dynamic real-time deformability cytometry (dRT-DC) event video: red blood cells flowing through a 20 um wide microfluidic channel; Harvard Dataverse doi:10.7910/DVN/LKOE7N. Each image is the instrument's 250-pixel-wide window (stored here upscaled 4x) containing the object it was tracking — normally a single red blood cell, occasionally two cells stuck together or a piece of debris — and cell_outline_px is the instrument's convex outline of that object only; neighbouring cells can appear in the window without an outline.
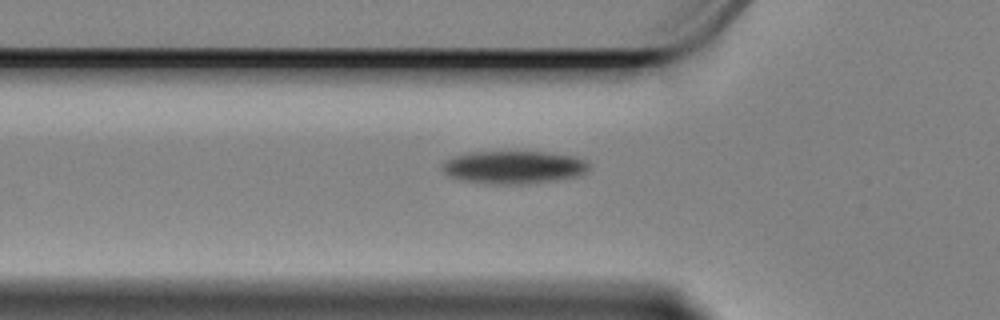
{"species": "Egyptian fruit bat (a non-hibernating species)", "species_latin": "Rousettus aegyptiacus", "temperature_condition": "cold", "stored_images_in_passage": 41, "segment_of_instrument_passage": [1, 2], "camera_frame_rate_fps": 3000, "um_per_image_px": 0.085, "animal": {"sex": "female"}, "frame": {"image": 1, "passage_image": 5, "time_ms": 1.333, "image_size_px": [1000, 320], "cell_outline_px": [[588, 168], [580, 176], [528, 184], [508, 184], [460, 180], [448, 176], [440, 168], [444, 160], [452, 156], [468, 152], [544, 152], [572, 156], [588, 160]], "centroid_in_image_um": [43.63, 14.21], "position_along_channel_um": 82.2, "area_um2": 28.09}}
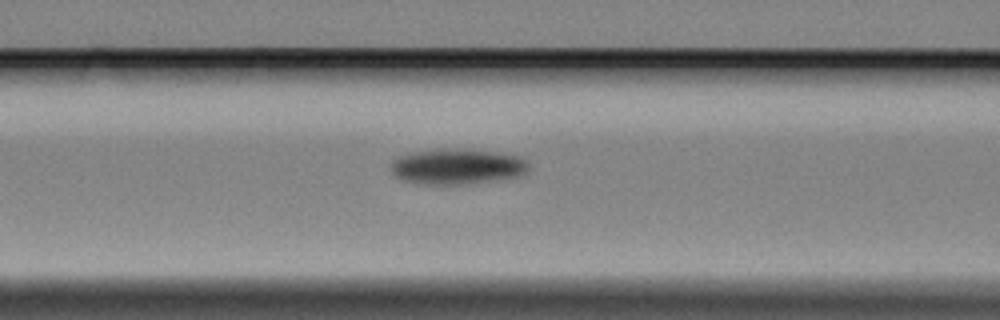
{"frame": {"image": 2, "passage_image": 9, "time_ms": 2.667, "image_size_px": [1000, 320], "cell_outline_px": [[528, 168], [524, 172], [516, 176], [468, 184], [416, 184], [400, 180], [392, 176], [388, 168], [392, 160], [408, 152], [436, 148], [468, 148], [496, 152], [520, 156], [528, 164]], "centroid_in_image_um": [38.72, 14.13], "position_along_channel_um": 127.9, "area_um2": 29.19}}
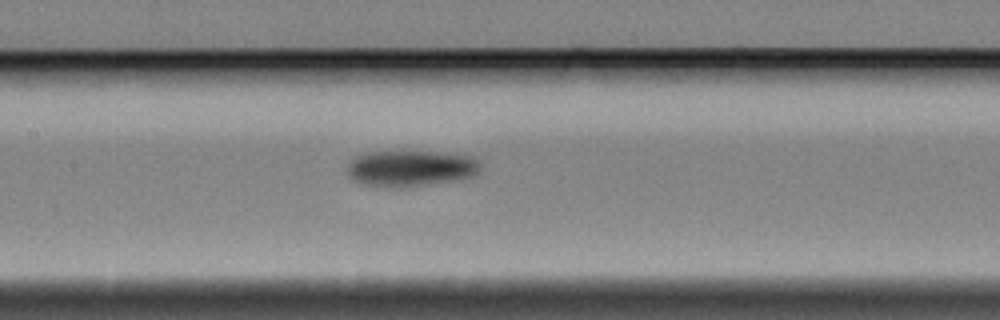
{"frame": {"image": 3, "passage_image": 13, "time_ms": 4.0, "image_size_px": [1000, 320], "cell_outline_px": [[480, 168], [472, 176], [460, 180], [416, 184], [368, 184], [356, 180], [348, 172], [348, 164], [356, 156], [364, 152], [400, 148], [472, 156], [480, 160]], "centroid_in_image_um": [34.95, 14.19], "position_along_channel_um": 172.4, "area_um2": 27.63}}